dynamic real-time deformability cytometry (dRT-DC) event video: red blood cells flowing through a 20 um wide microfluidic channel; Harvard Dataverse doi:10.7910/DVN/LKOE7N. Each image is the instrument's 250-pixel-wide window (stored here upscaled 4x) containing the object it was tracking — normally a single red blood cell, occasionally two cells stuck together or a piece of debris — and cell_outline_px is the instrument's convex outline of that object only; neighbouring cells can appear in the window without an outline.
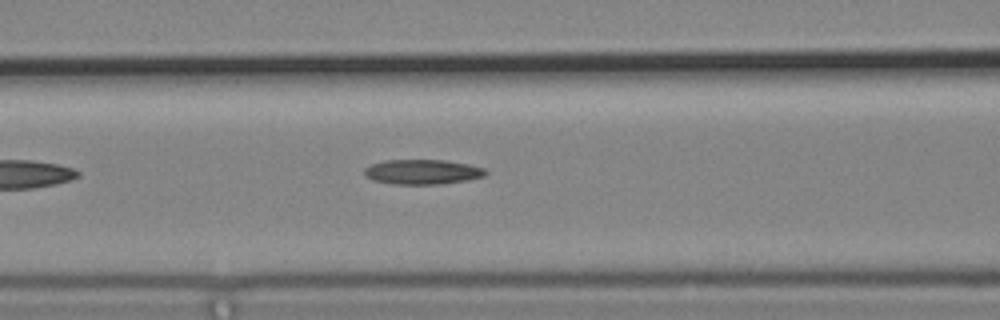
{"species": "common noctule bat (a hibernating species)", "species_latin": "Nyctalus noctula", "temperature_condition": "cold", "stored_images_in_passage": 4, "camera_frame_rate_fps": 3000, "um_per_image_px": 0.085, "animal": {"sex": "male", "body_mass_g": 19.2, "forearm_length_mm": 51.8}, "frame": {"image": 1, "passage_image": 4, "time_ms": 1.0, "image_size_px": [1000, 320], "cell_outline_px": [[488, 172], [484, 176], [468, 180], [444, 184], [392, 184], [372, 180], [364, 172], [364, 168], [372, 164], [384, 160], [444, 160], [468, 164], [484, 168]], "centroid_in_image_um": [35.92, 14.61], "position_along_channel_um": 130.7, "area_um2": 17.57}}